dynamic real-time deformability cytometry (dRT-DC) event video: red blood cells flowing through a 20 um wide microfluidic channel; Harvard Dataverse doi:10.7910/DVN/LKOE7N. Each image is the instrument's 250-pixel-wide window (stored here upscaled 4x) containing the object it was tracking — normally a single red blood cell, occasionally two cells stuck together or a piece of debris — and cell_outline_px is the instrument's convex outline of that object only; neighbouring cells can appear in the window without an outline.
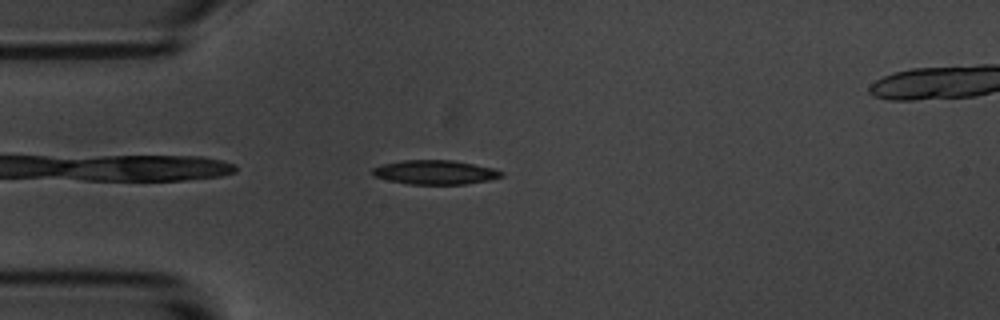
{"species": "common noctule bat (a hibernating species)", "species_latin": "Nyctalus noctula", "temperature_condition": "room temperature", "stored_images_in_passage": 44, "camera_frame_rate_fps": 3000, "um_per_image_px": 0.085, "animal": {"sex": "male", "body_mass_g": 20.1, "forearm_length_mm": 53.5}, "frame": {"image": 1, "passage_image": 3, "time_ms": 0.667, "image_size_px": [1000, 320], "cell_outline_px": [[504, 176], [488, 180], [464, 184], [408, 184], [388, 180], [372, 176], [372, 168], [384, 164], [404, 160], [452, 160], [492, 168], [504, 172]], "centroid_in_image_um": [36.97, 14.65], "position_along_channel_um": 48.0, "area_um2": 18.03}}
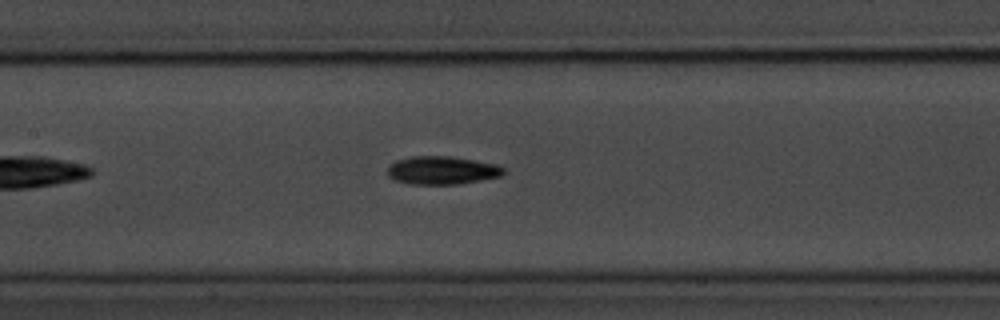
{"frame": {"image": 2, "passage_image": 14, "time_ms": 4.333, "image_size_px": [1000, 320], "cell_outline_px": [[504, 172], [500, 176], [480, 180], [456, 184], [408, 184], [396, 180], [388, 176], [388, 168], [396, 160], [412, 156], [448, 156], [496, 164], [504, 168]], "centroid_in_image_um": [37.55, 14.48], "position_along_channel_um": 169.9, "area_um2": 18.79}}
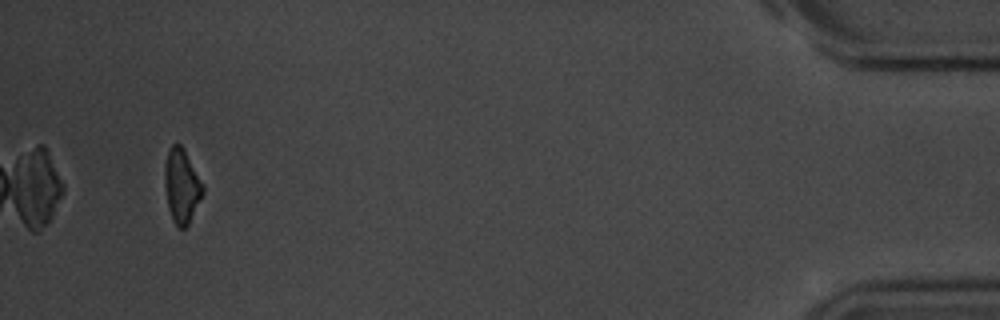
{"frame": {"image": 3, "passage_image": 41, "time_ms": 13.333, "image_size_px": [1000, 320], "cell_outline_px": [[204, 192], [188, 224], [184, 228], [176, 228], [172, 220], [168, 208], [164, 184], [164, 164], [168, 148], [172, 144], [180, 144], [184, 148], [204, 184]], "centroid_in_image_um": [15.43, 15.78], "position_along_channel_um": 419.8, "area_um2": 16.82}}